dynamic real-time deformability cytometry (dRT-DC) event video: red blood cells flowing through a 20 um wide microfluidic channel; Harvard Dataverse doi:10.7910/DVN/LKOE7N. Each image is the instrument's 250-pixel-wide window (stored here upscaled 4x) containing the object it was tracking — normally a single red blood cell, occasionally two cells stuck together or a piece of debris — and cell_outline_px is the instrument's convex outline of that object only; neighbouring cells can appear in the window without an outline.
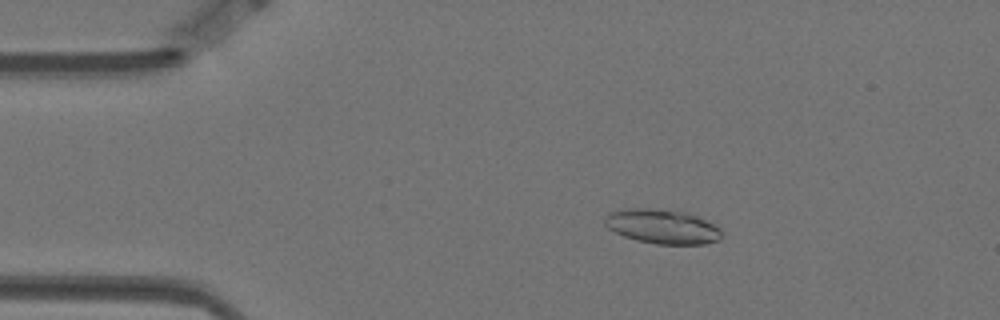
{"species": "Egyptian fruit bat (a non-hibernating species)", "species_latin": "Rousettus aegyptiacus", "temperature_condition": "warm", "stored_images_in_passage": 57, "camera_frame_rate_fps": 3000, "um_per_image_px": 0.085, "animal": {"sex": "female"}, "frame": {"image": 1, "passage_image": 10, "time_ms": 3.0, "image_size_px": [1000, 320], "cell_outline_px": [[720, 240], [704, 244], [656, 244], [636, 240], [624, 236], [608, 228], [604, 224], [604, 220], [612, 212], [624, 208], [660, 208], [684, 212], [696, 216], [720, 228]], "centroid_in_image_um": [56.28, 19.25], "position_along_channel_um": 28.7, "area_um2": 23.29}}
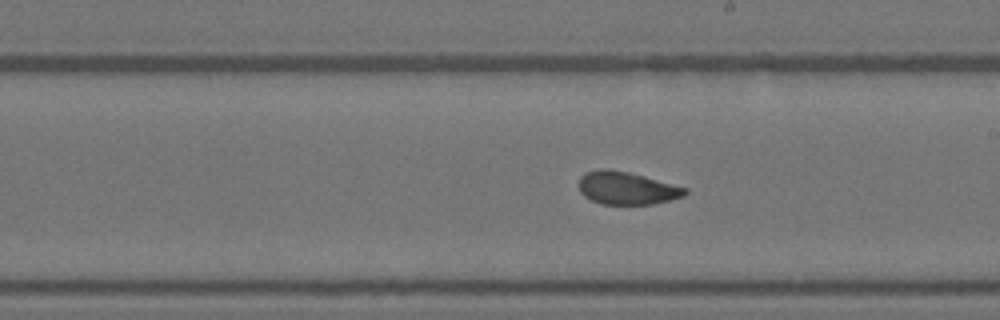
{"frame": {"image": 2, "passage_image": 32, "time_ms": 10.333, "image_size_px": [1000, 320], "cell_outline_px": [[688, 192], [684, 196], [652, 204], [600, 204], [584, 196], [580, 192], [580, 176], [584, 172], [600, 168], [608, 168], [628, 172], [644, 176], [688, 188]], "centroid_in_image_um": [53.26, 15.98], "position_along_channel_um": 235.7, "area_um2": 20.29}}
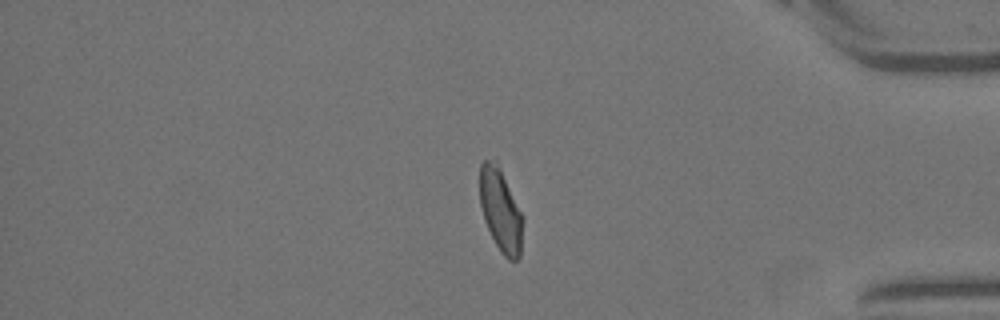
{"frame": {"image": 3, "passage_image": 48, "time_ms": 15.667, "image_size_px": [1000, 320], "cell_outline_px": [[524, 220], [520, 256], [516, 260], [508, 260], [500, 252], [484, 220], [480, 204], [480, 164], [484, 160], [496, 156], [524, 216]], "centroid_in_image_um": [42.57, 17.79], "position_along_channel_um": 392.6, "area_um2": 21.56}, "authors_computed_cell_mechanics": {"area_um2": 21.1548, "velocity_mm_per_s": 3.4915, "shape_relaxation_time_tau1_ms": 6.7585, "shape_relaxation_time_tau2_ms": 1.6876, "deformation_change_tau1": 0.1589, "deformation_change_tau2": 0.0729}}